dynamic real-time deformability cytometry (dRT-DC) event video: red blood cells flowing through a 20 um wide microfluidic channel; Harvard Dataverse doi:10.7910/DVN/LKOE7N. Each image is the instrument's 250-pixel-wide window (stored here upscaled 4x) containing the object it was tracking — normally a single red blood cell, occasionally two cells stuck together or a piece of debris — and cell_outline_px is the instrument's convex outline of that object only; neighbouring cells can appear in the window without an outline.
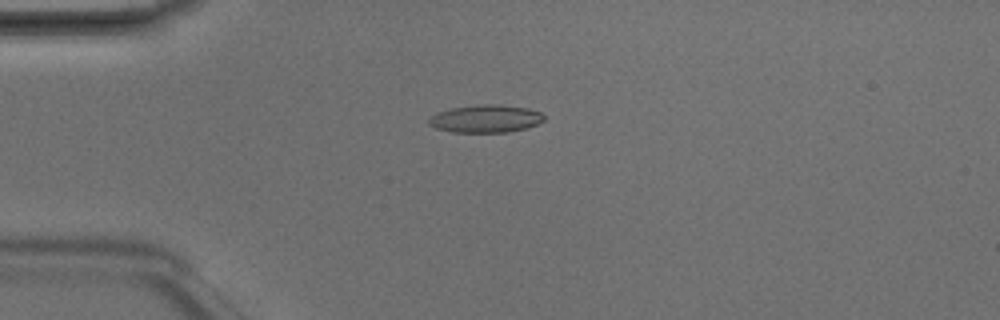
{"species": "Egyptian fruit bat (a non-hibernating species)", "species_latin": "Rousettus aegyptiacus", "temperature_condition": "room temperature", "stored_images_in_passage": 4, "camera_frame_rate_fps": 3000, "um_per_image_px": 0.085, "animal": {"sex": "male"}, "frame": {"image": 1, "passage_image": 3, "time_ms": 0.667, "image_size_px": [1000, 320], "cell_outline_px": [[544, 120], [536, 124], [524, 128], [508, 132], [452, 132], [436, 128], [428, 124], [428, 120], [432, 116], [440, 112], [452, 108], [480, 104], [496, 104], [528, 108], [540, 112], [544, 116]], "centroid_in_image_um": [41.28, 10.09], "position_along_channel_um": 43.7, "area_um2": 18.38}}